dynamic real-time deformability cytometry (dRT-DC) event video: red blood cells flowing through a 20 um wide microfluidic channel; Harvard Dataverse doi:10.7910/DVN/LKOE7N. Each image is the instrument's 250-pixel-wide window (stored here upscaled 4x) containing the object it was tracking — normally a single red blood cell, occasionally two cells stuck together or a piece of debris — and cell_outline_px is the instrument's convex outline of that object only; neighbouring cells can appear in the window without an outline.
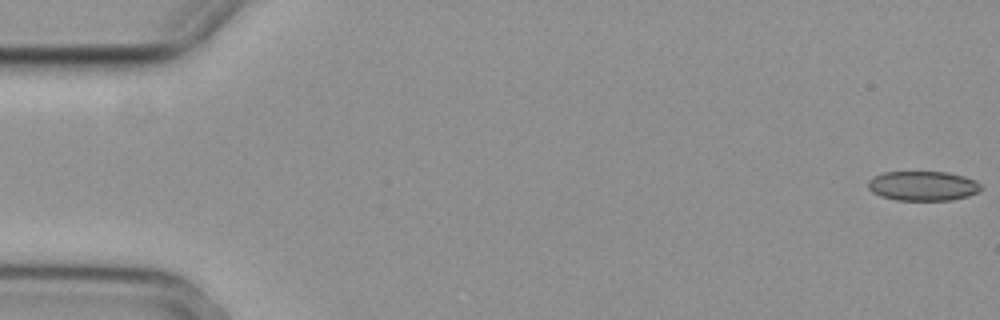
{"species": "common noctule bat (a hibernating species)", "species_latin": "Nyctalus noctula", "temperature_condition": "cold", "stored_images_in_passage": 6, "camera_frame_rate_fps": 3000, "um_per_image_px": 0.085, "animal": {"sex": "female", "body_mass_g": 29.2, "forearm_length_mm": 56.3}, "frame": {"image": 1, "passage_image": 1, "time_ms": 0.0, "image_size_px": [1000, 320], "cell_outline_px": [[984, 188], [968, 196], [952, 200], [896, 200], [880, 196], [872, 192], [868, 188], [868, 180], [872, 176], [884, 172], [948, 172], [964, 176], [976, 180]], "centroid_in_image_um": [78.44, 15.8], "position_along_channel_um": 6.6, "area_um2": 19.65}}
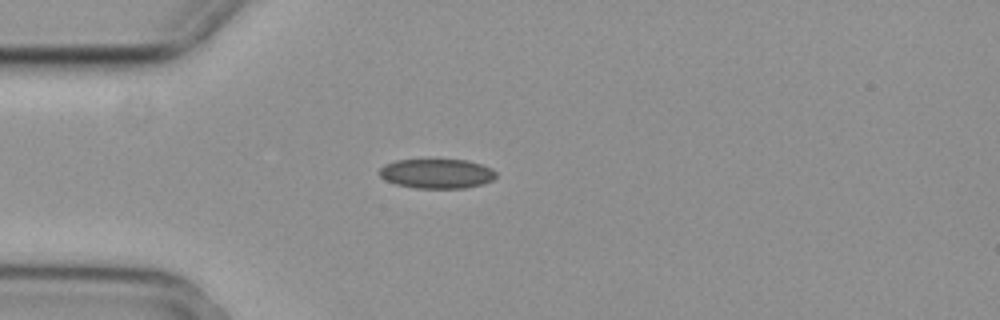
{"frame": {"image": 2, "passage_image": 5, "time_ms": 1.333, "image_size_px": [1000, 320], "cell_outline_px": [[496, 176], [492, 180], [484, 184], [464, 188], [416, 188], [396, 184], [384, 180], [380, 176], [380, 168], [384, 164], [396, 160], [468, 160], [492, 168], [496, 172]], "centroid_in_image_um": [37.13, 14.76], "position_along_channel_um": 47.9, "area_um2": 20.11}}